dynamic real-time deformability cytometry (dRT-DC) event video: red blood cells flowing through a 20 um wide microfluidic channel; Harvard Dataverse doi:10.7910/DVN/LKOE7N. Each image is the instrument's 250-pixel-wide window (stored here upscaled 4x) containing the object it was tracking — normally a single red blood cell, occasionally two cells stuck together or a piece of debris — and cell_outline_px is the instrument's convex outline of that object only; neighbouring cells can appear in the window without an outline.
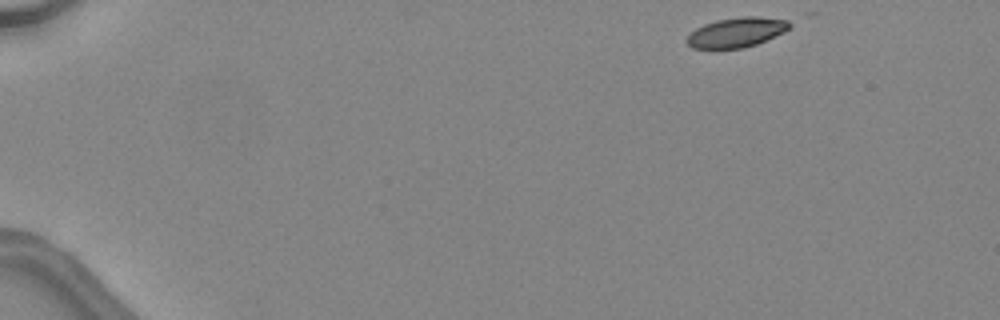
{"species": "common noctule bat (a hibernating species)", "species_latin": "Nyctalus noctula", "temperature_condition": "warm", "stored_images_in_passage": 17, "camera_frame_rate_fps": 3000, "um_per_image_px": 0.085, "animal": {"sex": "female", "body_mass_g": 24.6, "forearm_length_mm": 56.2}, "frame": {"image": 1, "passage_image": 1, "time_ms": 0.0, "image_size_px": [1000, 320], "cell_outline_px": [[792, 24], [784, 32], [756, 44], [744, 48], [692, 48], [684, 40], [696, 28], [704, 24], [716, 20], [744, 16], [756, 16], [788, 20]], "centroid_in_image_um": [62.59, 2.74], "position_along_channel_um": 22.4, "area_um2": 17.69}}
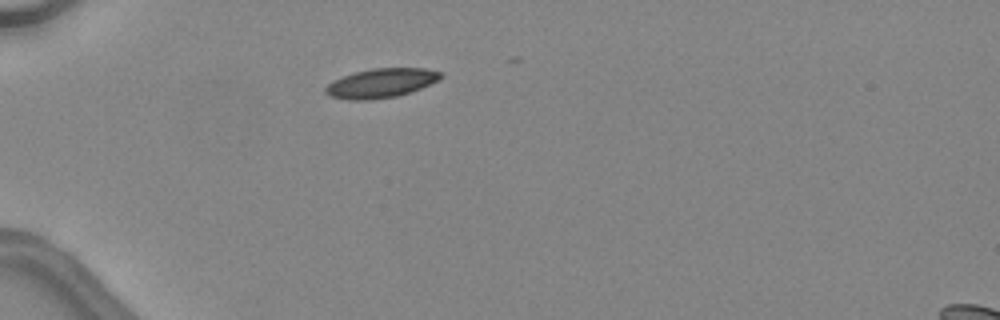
{"frame": {"image": 2, "passage_image": 10, "time_ms": 3.0, "image_size_px": [1000, 320], "cell_outline_px": [[444, 76], [420, 88], [396, 96], [368, 100], [348, 100], [332, 96], [324, 92], [324, 88], [332, 80], [356, 72], [372, 68], [424, 68], [440, 72]], "centroid_in_image_um": [32.35, 7.06], "position_along_channel_um": 52.7, "area_um2": 19.31}}